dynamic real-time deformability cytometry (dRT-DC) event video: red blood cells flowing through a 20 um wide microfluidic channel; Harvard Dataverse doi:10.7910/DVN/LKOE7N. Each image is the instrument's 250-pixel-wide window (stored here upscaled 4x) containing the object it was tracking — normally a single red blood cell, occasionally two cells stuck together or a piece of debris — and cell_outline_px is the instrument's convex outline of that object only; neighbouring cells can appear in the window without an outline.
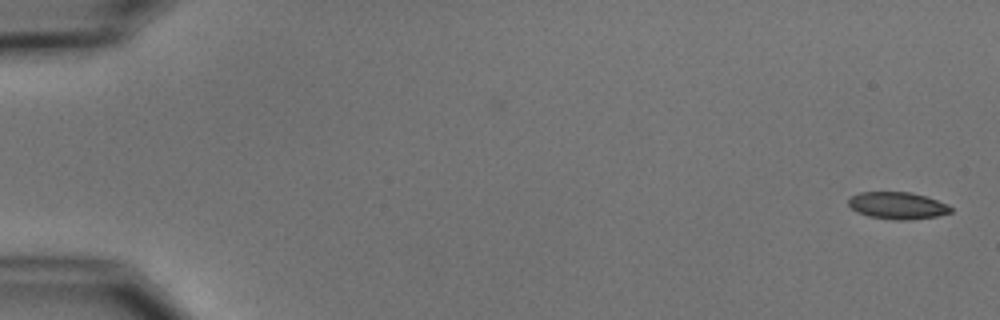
{"species": "common noctule bat (a hibernating species)", "species_latin": "Nyctalus noctula", "temperature_condition": "cold", "stored_images_in_passage": 9, "camera_frame_rate_fps": 3000, "um_per_image_px": 0.085, "animal": {"sex": "male", "body_mass_g": 15.6}, "frame": {"image": 1, "passage_image": 1, "time_ms": 0.0, "image_size_px": [1000, 320], "cell_outline_px": [[952, 212], [936, 216], [908, 220], [896, 220], [868, 216], [856, 212], [848, 204], [848, 200], [852, 196], [860, 192], [912, 192], [948, 204], [952, 208]], "centroid_in_image_um": [76.28, 17.47], "position_along_channel_um": 8.7, "area_um2": 16.07}}
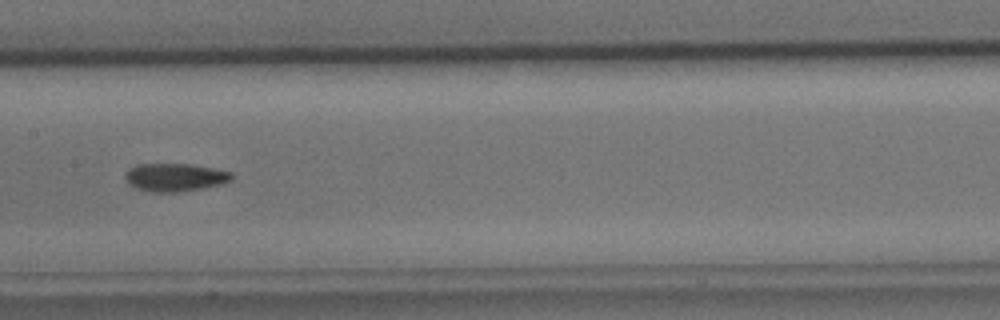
{"frame": {"image": 2, "passage_image": 8, "time_ms": 9.0, "image_size_px": [1000, 320], "cell_outline_px": [[232, 180], [224, 184], [176, 192], [152, 192], [136, 188], [128, 184], [124, 176], [124, 172], [128, 168], [136, 164], [192, 164], [232, 172]], "centroid_in_image_um": [14.84, 15.06], "position_along_channel_um": 192.6, "area_um2": 17.51}}